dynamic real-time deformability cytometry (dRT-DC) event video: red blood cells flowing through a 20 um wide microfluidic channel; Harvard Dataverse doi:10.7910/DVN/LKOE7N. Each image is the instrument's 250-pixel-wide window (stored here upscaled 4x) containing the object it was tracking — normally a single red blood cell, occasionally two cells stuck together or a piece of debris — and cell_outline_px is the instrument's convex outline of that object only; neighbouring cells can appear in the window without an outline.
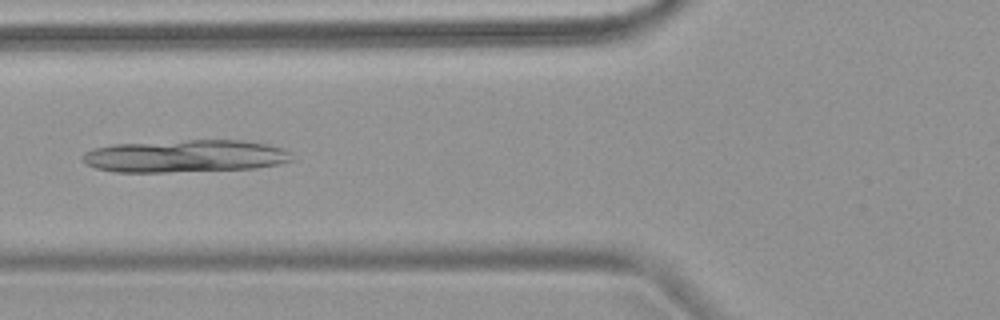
{"species": "common noctule bat (a hibernating species)", "species_latin": "Nyctalus noctula", "temperature_condition": "warm", "stored_images_in_passage": 5, "camera_frame_rate_fps": 3000, "um_per_image_px": 0.085, "animal": {"sex": "female", "body_mass_g": 18.4}, "frame": {"image": 1, "passage_image": 5, "time_ms": 5.667, "image_size_px": [1000, 320], "cell_outline_px": [[292, 160], [280, 164], [256, 168], [168, 172], [116, 172], [96, 168], [84, 164], [84, 152], [92, 148], [112, 144], [188, 140], [244, 140], [268, 144], [284, 148], [288, 152]], "centroid_in_image_um": [15.73, 13.26], "position_along_channel_um": 110.1, "area_um2": 39.77}}